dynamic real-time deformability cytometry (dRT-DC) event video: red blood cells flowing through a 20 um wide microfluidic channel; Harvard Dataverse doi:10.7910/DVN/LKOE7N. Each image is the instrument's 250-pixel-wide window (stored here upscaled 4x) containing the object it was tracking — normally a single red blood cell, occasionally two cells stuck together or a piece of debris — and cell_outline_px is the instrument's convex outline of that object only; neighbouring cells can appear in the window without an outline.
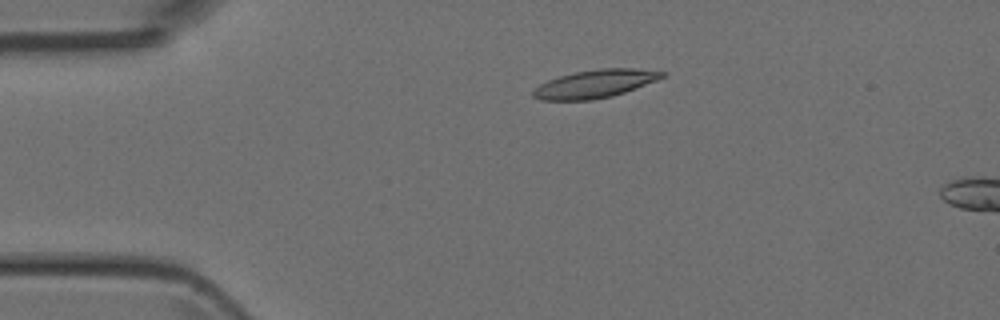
{"species": "Egyptian fruit bat (a non-hibernating species)", "species_latin": "Rousettus aegyptiacus", "temperature_condition": "room temperature", "stored_images_in_passage": 13, "camera_frame_rate_fps": 3000, "um_per_image_px": 0.085, "animal": {"sex": "female"}, "frame": {"image": 1, "passage_image": 10, "time_ms": 3.0, "image_size_px": [1000, 320], "cell_outline_px": [[668, 72], [664, 76], [656, 80], [624, 92], [612, 96], [592, 100], [540, 100], [532, 96], [532, 92], [540, 84], [548, 80], [560, 76], [576, 72], [600, 68], [632, 68]], "centroid_in_image_um": [50.56, 7.12], "position_along_channel_um": 34.4, "area_um2": 20.87}}